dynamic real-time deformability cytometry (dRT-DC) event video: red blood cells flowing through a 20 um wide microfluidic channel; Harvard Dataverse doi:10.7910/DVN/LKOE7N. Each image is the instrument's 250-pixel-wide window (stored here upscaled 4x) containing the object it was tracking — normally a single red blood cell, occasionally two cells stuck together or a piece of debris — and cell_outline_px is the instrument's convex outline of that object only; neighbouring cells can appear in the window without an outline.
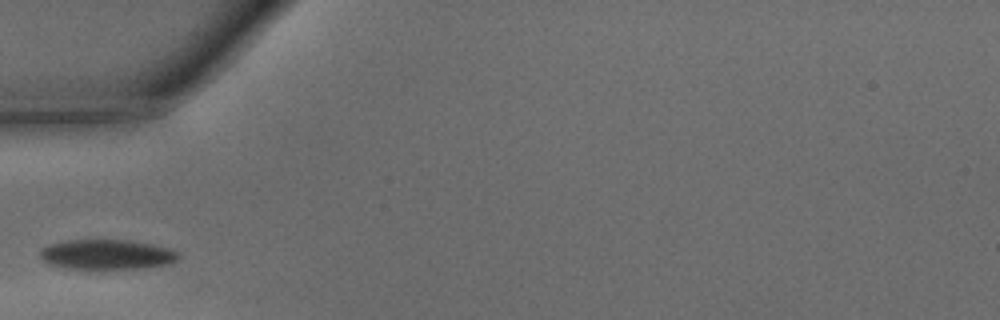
{"species": "common noctule bat (a hibernating species)", "species_latin": "Nyctalus noctula", "temperature_condition": "warm", "stored_images_in_passage": 10, "camera_frame_rate_fps": 3000, "um_per_image_px": 0.085, "animal": {"sex": "male", "body_mass_g": 15.6}, "frame": {"image": 1, "passage_image": 1, "time_ms": 0.0, "image_size_px": [1000, 320], "cell_outline_px": [[180, 256], [176, 260], [168, 264], [144, 268], [100, 272], [68, 268], [48, 264], [40, 256], [40, 252], [48, 244], [68, 240], [128, 240], [152, 244], [172, 248]], "centroid_in_image_um": [9.09, 21.68], "position_along_channel_um": 75.9, "area_um2": 25.03}}
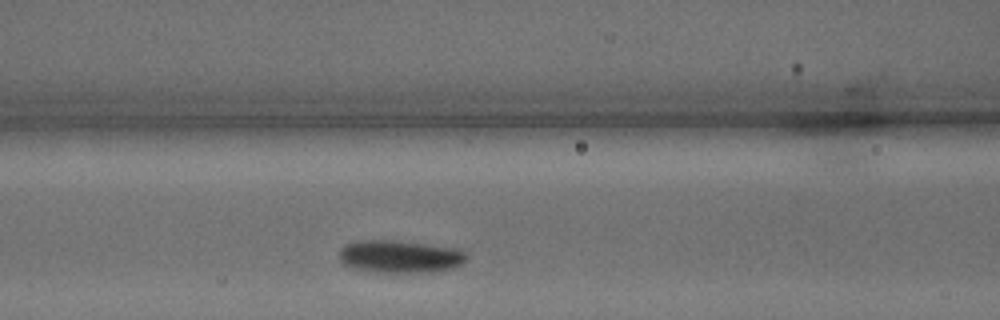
{"frame": {"image": 2, "passage_image": 5, "time_ms": 1.333, "image_size_px": [1000, 320], "cell_outline_px": [[468, 260], [452, 268], [432, 272], [372, 272], [352, 268], [344, 264], [340, 260], [340, 248], [344, 244], [360, 240], [396, 240], [456, 248], [464, 252], [468, 256]], "centroid_in_image_um": [33.98, 21.8], "position_along_channel_um": 132.6, "area_um2": 24.33}}
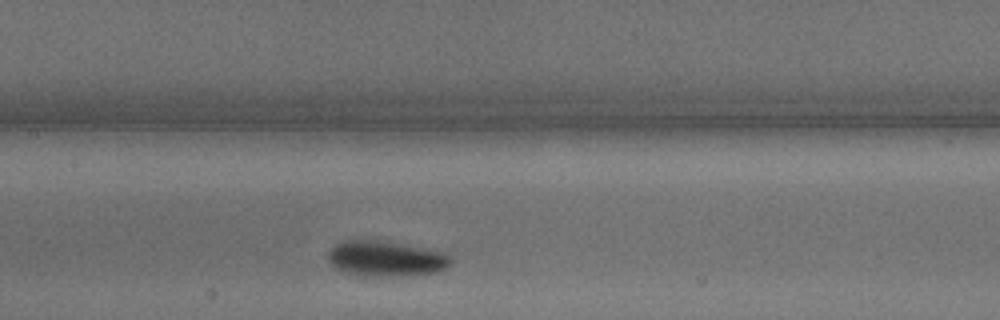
{"frame": {"image": 3, "passage_image": 8, "time_ms": 2.333, "image_size_px": [1000, 320], "cell_outline_px": [[452, 264], [436, 272], [408, 276], [364, 276], [344, 272], [336, 268], [328, 260], [328, 252], [336, 244], [344, 240], [380, 240], [444, 252], [452, 260]], "centroid_in_image_um": [32.79, 21.99], "position_along_channel_um": 174.6, "area_um2": 25.32}}